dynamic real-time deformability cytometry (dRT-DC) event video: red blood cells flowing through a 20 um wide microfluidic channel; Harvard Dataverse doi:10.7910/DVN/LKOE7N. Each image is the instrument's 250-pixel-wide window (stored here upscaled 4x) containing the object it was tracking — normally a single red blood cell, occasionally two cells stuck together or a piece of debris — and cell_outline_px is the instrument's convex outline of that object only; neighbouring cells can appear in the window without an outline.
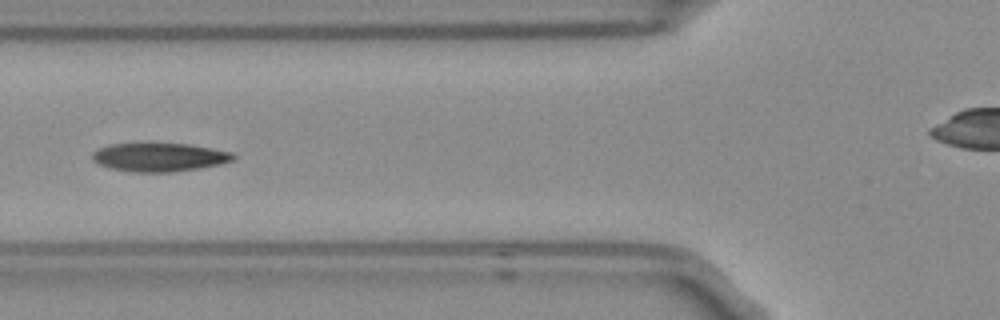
{"species": "Egyptian fruit bat (a non-hibernating species)", "species_latin": "Rousettus aegyptiacus", "temperature_condition": "room temperature", "stored_images_in_passage": 7, "camera_frame_rate_fps": 3000, "um_per_image_px": 0.085, "frame": {"image": 1, "passage_image": 6, "time_ms": 1.667, "image_size_px": [1000, 320], "cell_outline_px": [[236, 156], [232, 160], [220, 164], [200, 168], [172, 172], [132, 172], [108, 168], [92, 160], [92, 152], [100, 148], [112, 144], [188, 144], [232, 152]], "centroid_in_image_um": [13.53, 13.37], "position_along_channel_um": 112.3, "area_um2": 23.24}}